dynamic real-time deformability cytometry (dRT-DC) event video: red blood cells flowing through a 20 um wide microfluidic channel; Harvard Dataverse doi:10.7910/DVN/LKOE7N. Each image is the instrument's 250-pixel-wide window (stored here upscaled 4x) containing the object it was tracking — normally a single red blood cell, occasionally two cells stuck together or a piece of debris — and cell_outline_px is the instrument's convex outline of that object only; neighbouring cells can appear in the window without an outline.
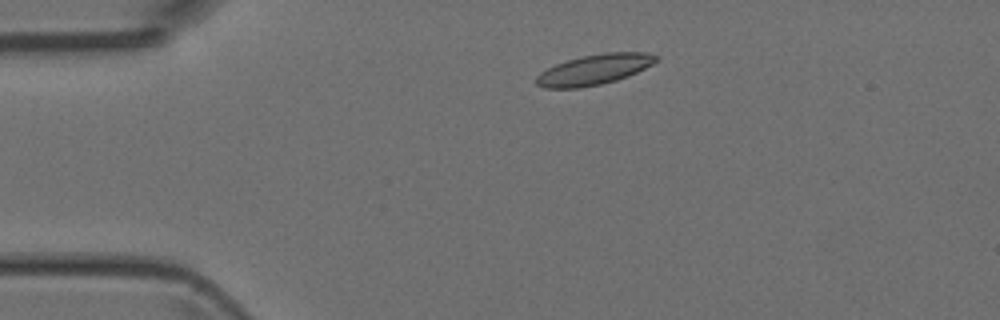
{"species": "Egyptian fruit bat (a non-hibernating species)", "species_latin": "Rousettus aegyptiacus", "temperature_condition": "room temperature", "stored_images_in_passage": 4, "camera_frame_rate_fps": 3000, "um_per_image_px": 0.085, "animal": {"sex": "female"}, "frame": {"image": 1, "passage_image": 2, "time_ms": 1.333, "image_size_px": [1000, 320], "cell_outline_px": [[660, 56], [652, 64], [628, 76], [616, 80], [600, 84], [576, 88], [544, 88], [536, 84], [536, 76], [540, 72], [556, 64], [580, 56], [604, 52], [648, 52]], "centroid_in_image_um": [50.51, 5.9], "position_along_channel_um": 34.5, "area_um2": 21.1}}